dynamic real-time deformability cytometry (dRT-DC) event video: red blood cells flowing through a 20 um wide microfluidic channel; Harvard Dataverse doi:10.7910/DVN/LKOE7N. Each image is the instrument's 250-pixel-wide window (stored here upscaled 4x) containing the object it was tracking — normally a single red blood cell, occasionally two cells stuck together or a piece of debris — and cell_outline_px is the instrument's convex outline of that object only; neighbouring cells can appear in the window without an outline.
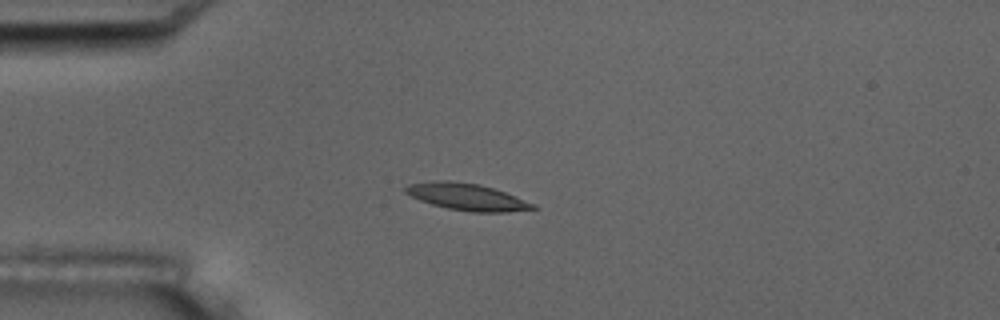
{"species": "common noctule bat (a hibernating species)", "species_latin": "Nyctalus noctula", "temperature_condition": "room temperature", "stored_images_in_passage": 7, "camera_frame_rate_fps": 3000, "um_per_image_px": 0.085, "animal": {"sex": "male", "body_mass_g": 17.5, "forearm_length_mm": 52.3}, "frame": {"image": 1, "passage_image": 4, "time_ms": 4.333, "image_size_px": [1000, 320], "cell_outline_px": [[540, 208], [508, 212], [472, 212], [448, 208], [432, 204], [420, 200], [404, 192], [404, 188], [408, 184], [440, 180], [448, 180], [480, 184], [516, 196], [536, 204]], "centroid_in_image_um": [39.72, 16.73], "position_along_channel_um": 45.3, "area_um2": 19.88}}